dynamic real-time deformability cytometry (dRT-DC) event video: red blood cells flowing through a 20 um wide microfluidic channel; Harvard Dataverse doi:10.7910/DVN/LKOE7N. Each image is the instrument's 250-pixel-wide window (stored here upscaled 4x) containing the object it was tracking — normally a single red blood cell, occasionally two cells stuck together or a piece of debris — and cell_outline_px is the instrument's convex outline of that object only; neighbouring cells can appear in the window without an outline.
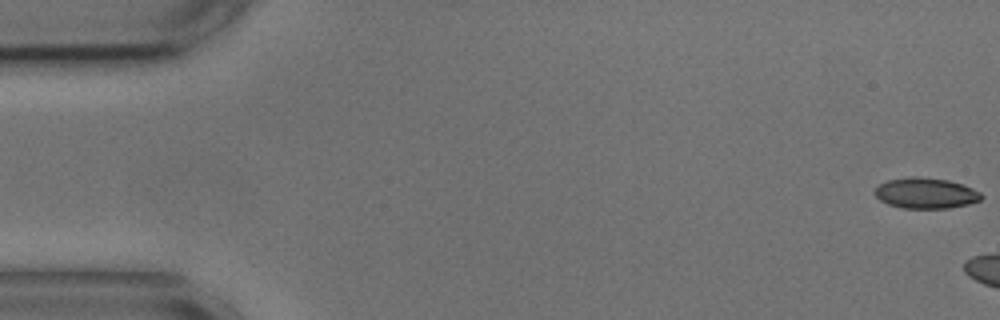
{"species": "common noctule bat (a hibernating species)", "species_latin": "Nyctalus noctula", "temperature_condition": "cold", "stored_images_in_passage": 6, "camera_frame_rate_fps": 3000, "um_per_image_px": 0.085, "animal": {"sex": "male", "body_mass_g": 17.9, "forearm_length_mm": 54.2}, "frame": {"image": 1, "passage_image": 1, "time_ms": 0.0, "image_size_px": [1000, 320], "cell_outline_px": [[984, 196], [980, 200], [968, 204], [948, 208], [904, 208], [888, 204], [880, 200], [876, 196], [876, 188], [880, 184], [888, 180], [908, 176], [916, 176], [948, 180], [972, 188], [980, 192]], "centroid_in_image_um": [78.7, 16.41], "position_along_channel_um": 6.3, "area_um2": 18.9}}